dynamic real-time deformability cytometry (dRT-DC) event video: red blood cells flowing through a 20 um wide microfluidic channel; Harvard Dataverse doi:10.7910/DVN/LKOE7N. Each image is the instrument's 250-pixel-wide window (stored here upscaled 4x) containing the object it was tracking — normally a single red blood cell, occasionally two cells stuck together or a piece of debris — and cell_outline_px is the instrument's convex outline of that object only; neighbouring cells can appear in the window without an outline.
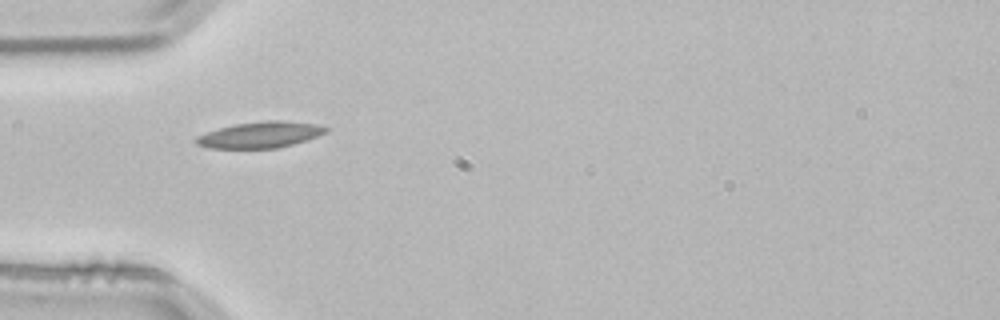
{"species": "common noctule bat (a hibernating species)", "species_latin": "Nyctalus noctula", "temperature_condition": "room temperature", "stored_images_in_passage": 2, "camera_frame_rate_fps": 3000, "um_per_image_px": 0.085, "animal": {"sex": "male", "body_mass_g": 21.5, "forearm_length_mm": 52.0}, "frame": {"image": 1, "passage_image": 1, "time_ms": 0.0, "image_size_px": [1000, 320], "cell_outline_px": [[332, 128], [328, 132], [292, 144], [276, 148], [208, 148], [196, 144], [196, 136], [220, 128], [236, 124], [264, 120], [284, 120], [316, 124]], "centroid_in_image_um": [22.15, 11.44], "position_along_channel_um": 62.8, "area_um2": 19.65}}